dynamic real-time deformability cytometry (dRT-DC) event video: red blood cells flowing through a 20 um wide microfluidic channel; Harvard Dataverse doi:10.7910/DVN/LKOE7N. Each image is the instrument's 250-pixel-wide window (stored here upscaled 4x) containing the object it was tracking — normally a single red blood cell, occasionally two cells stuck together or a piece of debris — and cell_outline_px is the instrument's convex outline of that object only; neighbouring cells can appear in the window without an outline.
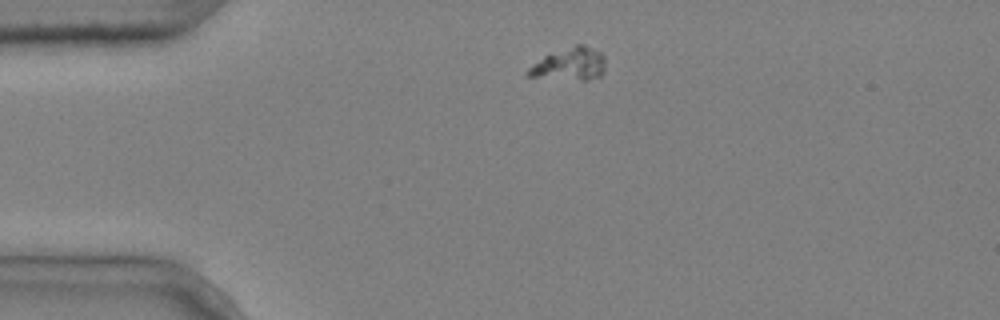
{"species": "common noctule bat (a hibernating species)", "species_latin": "Nyctalus noctula", "temperature_condition": "cold", "stored_images_in_passage": 3, "camera_frame_rate_fps": 3000, "um_per_image_px": 0.085, "animal": {"sex": "male", "body_mass_g": 20.4}, "frame": {"image": 1, "passage_image": 1, "time_ms": 0.0, "image_size_px": [1000, 320], "cell_outline_px": [[604, 72], [600, 76], [588, 80], [580, 80], [528, 76], [524, 72], [532, 64], [544, 56], [576, 44], [584, 44], [600, 52], [604, 56]], "centroid_in_image_um": [48.42, 5.45], "position_along_channel_um": 36.6, "area_um2": 14.62}}